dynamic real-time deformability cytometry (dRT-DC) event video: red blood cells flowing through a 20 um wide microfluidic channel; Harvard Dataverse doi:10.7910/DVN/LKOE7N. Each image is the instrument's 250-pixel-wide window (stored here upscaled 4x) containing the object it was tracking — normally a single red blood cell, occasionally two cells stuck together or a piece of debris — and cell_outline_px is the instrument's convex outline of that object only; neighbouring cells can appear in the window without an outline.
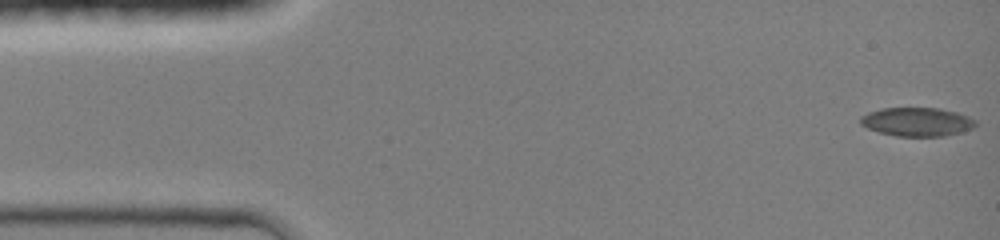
{"species": "common noctule bat (a hibernating species)", "species_latin": "Nyctalus noctula", "temperature_condition": "room temperature", "stored_images_in_passage": 44, "camera_frame_rate_fps": 3000, "um_per_image_px": 0.085, "animal": {"sex": "female", "body_mass_g": 19.0, "forearm_length_mm": 51.5}, "frame": {"image": 1, "passage_image": 1, "time_ms": 0.0, "image_size_px": [1000, 240], "cell_outline_px": [[976, 124], [972, 128], [960, 132], [944, 136], [896, 136], [880, 132], [868, 128], [860, 124], [860, 116], [868, 112], [880, 108], [940, 108], [956, 112], [968, 116], [976, 120]], "centroid_in_image_um": [77.93, 10.35], "position_along_channel_um": 7.1, "area_um2": 19.25}}
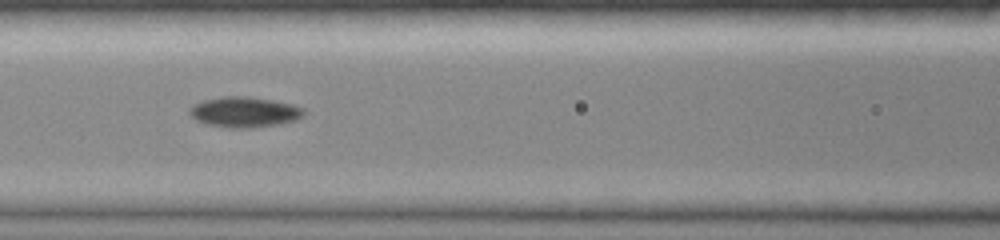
{"frame": {"image": 2, "passage_image": 19, "time_ms": 6.0, "image_size_px": [1000, 240], "cell_outline_px": [[304, 116], [296, 120], [280, 124], [252, 128], [228, 128], [208, 124], [196, 120], [188, 112], [188, 108], [192, 104], [204, 100], [224, 96], [248, 96], [272, 100], [292, 104], [304, 108]], "centroid_in_image_um": [20.77, 9.52], "position_along_channel_um": 145.8, "area_um2": 20.46}}
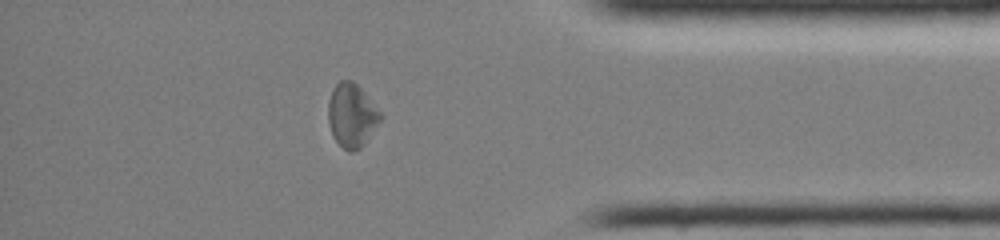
{"frame": {"image": 3, "passage_image": 38, "time_ms": 12.333, "image_size_px": [1000, 240], "cell_outline_px": [[384, 116], [364, 144], [360, 148], [352, 152], [348, 152], [332, 136], [328, 120], [328, 100], [332, 88], [340, 80], [352, 80], [364, 92]], "centroid_in_image_um": [29.89, 9.8], "position_along_channel_um": 405.3, "area_um2": 19.42}, "authors_computed_cell_mechanics": {"area_um2": 19.1896, "velocity_mm_per_s": 4.3029, "shape_relaxation_time_tau1_ms": 2.3166, "shape_relaxation_time_tau2_ms": null, "deformation_change_tau1": 0.1091, "deformation_change_tau2": null}}